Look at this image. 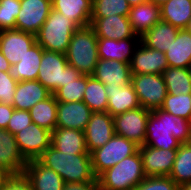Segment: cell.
I'll use <instances>...</instances> for the list:
<instances>
[{
  "label": "cell",
  "instance_id": "6da1fadb",
  "mask_svg": "<svg viewBox=\"0 0 191 190\" xmlns=\"http://www.w3.org/2000/svg\"><path fill=\"white\" fill-rule=\"evenodd\" d=\"M191 139V121L162 109L150 111L144 145L158 149H178Z\"/></svg>",
  "mask_w": 191,
  "mask_h": 190
},
{
  "label": "cell",
  "instance_id": "7a4b0ae2",
  "mask_svg": "<svg viewBox=\"0 0 191 190\" xmlns=\"http://www.w3.org/2000/svg\"><path fill=\"white\" fill-rule=\"evenodd\" d=\"M37 160L57 172L65 183L93 182L96 179L90 154L63 153L51 145Z\"/></svg>",
  "mask_w": 191,
  "mask_h": 190
},
{
  "label": "cell",
  "instance_id": "3957f363",
  "mask_svg": "<svg viewBox=\"0 0 191 190\" xmlns=\"http://www.w3.org/2000/svg\"><path fill=\"white\" fill-rule=\"evenodd\" d=\"M98 38L91 25L78 27L65 53L68 65L83 75H92L99 60Z\"/></svg>",
  "mask_w": 191,
  "mask_h": 190
},
{
  "label": "cell",
  "instance_id": "277c9868",
  "mask_svg": "<svg viewBox=\"0 0 191 190\" xmlns=\"http://www.w3.org/2000/svg\"><path fill=\"white\" fill-rule=\"evenodd\" d=\"M145 177L142 157L138 151L110 167L97 179L100 190H134Z\"/></svg>",
  "mask_w": 191,
  "mask_h": 190
},
{
  "label": "cell",
  "instance_id": "5b68a950",
  "mask_svg": "<svg viewBox=\"0 0 191 190\" xmlns=\"http://www.w3.org/2000/svg\"><path fill=\"white\" fill-rule=\"evenodd\" d=\"M78 26L60 12L51 9L46 21L36 34V42L48 51L65 54Z\"/></svg>",
  "mask_w": 191,
  "mask_h": 190
},
{
  "label": "cell",
  "instance_id": "8992f818",
  "mask_svg": "<svg viewBox=\"0 0 191 190\" xmlns=\"http://www.w3.org/2000/svg\"><path fill=\"white\" fill-rule=\"evenodd\" d=\"M82 74L68 65L65 54L43 49L37 81L52 94L60 87L78 79Z\"/></svg>",
  "mask_w": 191,
  "mask_h": 190
},
{
  "label": "cell",
  "instance_id": "52a82bcc",
  "mask_svg": "<svg viewBox=\"0 0 191 190\" xmlns=\"http://www.w3.org/2000/svg\"><path fill=\"white\" fill-rule=\"evenodd\" d=\"M139 151V145L125 137L114 134L102 147L93 150L91 155L92 170L96 178L122 159Z\"/></svg>",
  "mask_w": 191,
  "mask_h": 190
},
{
  "label": "cell",
  "instance_id": "ba28073f",
  "mask_svg": "<svg viewBox=\"0 0 191 190\" xmlns=\"http://www.w3.org/2000/svg\"><path fill=\"white\" fill-rule=\"evenodd\" d=\"M131 84L141 107L150 111L162 107L168 94L162 74H132Z\"/></svg>",
  "mask_w": 191,
  "mask_h": 190
},
{
  "label": "cell",
  "instance_id": "9c48e42d",
  "mask_svg": "<svg viewBox=\"0 0 191 190\" xmlns=\"http://www.w3.org/2000/svg\"><path fill=\"white\" fill-rule=\"evenodd\" d=\"M150 110L138 107L113 117L114 132L137 145H144L146 139V124Z\"/></svg>",
  "mask_w": 191,
  "mask_h": 190
},
{
  "label": "cell",
  "instance_id": "30bf717a",
  "mask_svg": "<svg viewBox=\"0 0 191 190\" xmlns=\"http://www.w3.org/2000/svg\"><path fill=\"white\" fill-rule=\"evenodd\" d=\"M20 153L28 162L37 160L51 146L52 132L32 124L15 134Z\"/></svg>",
  "mask_w": 191,
  "mask_h": 190
},
{
  "label": "cell",
  "instance_id": "8fae6325",
  "mask_svg": "<svg viewBox=\"0 0 191 190\" xmlns=\"http://www.w3.org/2000/svg\"><path fill=\"white\" fill-rule=\"evenodd\" d=\"M21 8L16 18L15 29L36 35L46 21L52 0H20Z\"/></svg>",
  "mask_w": 191,
  "mask_h": 190
},
{
  "label": "cell",
  "instance_id": "7c38bea8",
  "mask_svg": "<svg viewBox=\"0 0 191 190\" xmlns=\"http://www.w3.org/2000/svg\"><path fill=\"white\" fill-rule=\"evenodd\" d=\"M36 43V35L18 29L0 31V50L11 65L18 63Z\"/></svg>",
  "mask_w": 191,
  "mask_h": 190
},
{
  "label": "cell",
  "instance_id": "4fadbf2b",
  "mask_svg": "<svg viewBox=\"0 0 191 190\" xmlns=\"http://www.w3.org/2000/svg\"><path fill=\"white\" fill-rule=\"evenodd\" d=\"M145 176H169L174 165L177 149H158L139 146Z\"/></svg>",
  "mask_w": 191,
  "mask_h": 190
},
{
  "label": "cell",
  "instance_id": "5bb4252c",
  "mask_svg": "<svg viewBox=\"0 0 191 190\" xmlns=\"http://www.w3.org/2000/svg\"><path fill=\"white\" fill-rule=\"evenodd\" d=\"M114 134L113 116L108 112H92L84 130L88 152L104 146Z\"/></svg>",
  "mask_w": 191,
  "mask_h": 190
},
{
  "label": "cell",
  "instance_id": "9a60e30c",
  "mask_svg": "<svg viewBox=\"0 0 191 190\" xmlns=\"http://www.w3.org/2000/svg\"><path fill=\"white\" fill-rule=\"evenodd\" d=\"M168 67L165 52L149 48L142 42L135 49L130 62L132 74H162Z\"/></svg>",
  "mask_w": 191,
  "mask_h": 190
},
{
  "label": "cell",
  "instance_id": "2e32d148",
  "mask_svg": "<svg viewBox=\"0 0 191 190\" xmlns=\"http://www.w3.org/2000/svg\"><path fill=\"white\" fill-rule=\"evenodd\" d=\"M90 25L97 38L121 40L126 38H141L131 27L129 18L121 15H112L104 18H91Z\"/></svg>",
  "mask_w": 191,
  "mask_h": 190
},
{
  "label": "cell",
  "instance_id": "e0dca14e",
  "mask_svg": "<svg viewBox=\"0 0 191 190\" xmlns=\"http://www.w3.org/2000/svg\"><path fill=\"white\" fill-rule=\"evenodd\" d=\"M92 114L83 102H57L56 127L84 131Z\"/></svg>",
  "mask_w": 191,
  "mask_h": 190
},
{
  "label": "cell",
  "instance_id": "ac0fdd59",
  "mask_svg": "<svg viewBox=\"0 0 191 190\" xmlns=\"http://www.w3.org/2000/svg\"><path fill=\"white\" fill-rule=\"evenodd\" d=\"M92 76L110 87L125 86L132 79L130 63L99 59Z\"/></svg>",
  "mask_w": 191,
  "mask_h": 190
},
{
  "label": "cell",
  "instance_id": "d6986e66",
  "mask_svg": "<svg viewBox=\"0 0 191 190\" xmlns=\"http://www.w3.org/2000/svg\"><path fill=\"white\" fill-rule=\"evenodd\" d=\"M140 42L141 38H126L121 40L98 38L97 49L99 59L130 63L135 49Z\"/></svg>",
  "mask_w": 191,
  "mask_h": 190
},
{
  "label": "cell",
  "instance_id": "ffe728a7",
  "mask_svg": "<svg viewBox=\"0 0 191 190\" xmlns=\"http://www.w3.org/2000/svg\"><path fill=\"white\" fill-rule=\"evenodd\" d=\"M33 190H63L62 177L52 169L42 165L38 160H30L24 169Z\"/></svg>",
  "mask_w": 191,
  "mask_h": 190
},
{
  "label": "cell",
  "instance_id": "44dd1931",
  "mask_svg": "<svg viewBox=\"0 0 191 190\" xmlns=\"http://www.w3.org/2000/svg\"><path fill=\"white\" fill-rule=\"evenodd\" d=\"M27 161L19 151L15 135L0 129V166L11 174L24 173Z\"/></svg>",
  "mask_w": 191,
  "mask_h": 190
},
{
  "label": "cell",
  "instance_id": "7402d4cb",
  "mask_svg": "<svg viewBox=\"0 0 191 190\" xmlns=\"http://www.w3.org/2000/svg\"><path fill=\"white\" fill-rule=\"evenodd\" d=\"M105 91L108 97L107 112L113 117L141 107L131 83L117 87L105 85Z\"/></svg>",
  "mask_w": 191,
  "mask_h": 190
},
{
  "label": "cell",
  "instance_id": "603a6c76",
  "mask_svg": "<svg viewBox=\"0 0 191 190\" xmlns=\"http://www.w3.org/2000/svg\"><path fill=\"white\" fill-rule=\"evenodd\" d=\"M52 93L37 80H26L17 83L13 107L29 111L35 104L48 98Z\"/></svg>",
  "mask_w": 191,
  "mask_h": 190
},
{
  "label": "cell",
  "instance_id": "cb8c5ba5",
  "mask_svg": "<svg viewBox=\"0 0 191 190\" xmlns=\"http://www.w3.org/2000/svg\"><path fill=\"white\" fill-rule=\"evenodd\" d=\"M128 18L134 33L141 37L161 20L160 6L150 1L135 5Z\"/></svg>",
  "mask_w": 191,
  "mask_h": 190
},
{
  "label": "cell",
  "instance_id": "d4e9b609",
  "mask_svg": "<svg viewBox=\"0 0 191 190\" xmlns=\"http://www.w3.org/2000/svg\"><path fill=\"white\" fill-rule=\"evenodd\" d=\"M51 145L63 153L90 154L86 146L84 131L58 128L52 131Z\"/></svg>",
  "mask_w": 191,
  "mask_h": 190
},
{
  "label": "cell",
  "instance_id": "484cf974",
  "mask_svg": "<svg viewBox=\"0 0 191 190\" xmlns=\"http://www.w3.org/2000/svg\"><path fill=\"white\" fill-rule=\"evenodd\" d=\"M93 0H52V9L72 20L78 27L90 25Z\"/></svg>",
  "mask_w": 191,
  "mask_h": 190
},
{
  "label": "cell",
  "instance_id": "4316f807",
  "mask_svg": "<svg viewBox=\"0 0 191 190\" xmlns=\"http://www.w3.org/2000/svg\"><path fill=\"white\" fill-rule=\"evenodd\" d=\"M43 55V48L36 42L26 55L16 64L11 65L9 73L17 82L36 80Z\"/></svg>",
  "mask_w": 191,
  "mask_h": 190
},
{
  "label": "cell",
  "instance_id": "83f0119b",
  "mask_svg": "<svg viewBox=\"0 0 191 190\" xmlns=\"http://www.w3.org/2000/svg\"><path fill=\"white\" fill-rule=\"evenodd\" d=\"M169 67L188 68L191 64V34L179 29L176 39L165 51Z\"/></svg>",
  "mask_w": 191,
  "mask_h": 190
},
{
  "label": "cell",
  "instance_id": "f1b7e54d",
  "mask_svg": "<svg viewBox=\"0 0 191 190\" xmlns=\"http://www.w3.org/2000/svg\"><path fill=\"white\" fill-rule=\"evenodd\" d=\"M178 31L179 28L160 20L141 36V42L149 48L165 52L176 39Z\"/></svg>",
  "mask_w": 191,
  "mask_h": 190
},
{
  "label": "cell",
  "instance_id": "f546056e",
  "mask_svg": "<svg viewBox=\"0 0 191 190\" xmlns=\"http://www.w3.org/2000/svg\"><path fill=\"white\" fill-rule=\"evenodd\" d=\"M161 20L184 29L191 19V0H168L160 6Z\"/></svg>",
  "mask_w": 191,
  "mask_h": 190
},
{
  "label": "cell",
  "instance_id": "4dcf8cb0",
  "mask_svg": "<svg viewBox=\"0 0 191 190\" xmlns=\"http://www.w3.org/2000/svg\"><path fill=\"white\" fill-rule=\"evenodd\" d=\"M32 122L46 130L53 131L56 128L57 101L51 94L48 98L38 102L29 110Z\"/></svg>",
  "mask_w": 191,
  "mask_h": 190
},
{
  "label": "cell",
  "instance_id": "1f68e13d",
  "mask_svg": "<svg viewBox=\"0 0 191 190\" xmlns=\"http://www.w3.org/2000/svg\"><path fill=\"white\" fill-rule=\"evenodd\" d=\"M162 76L168 93L191 94V76L188 68L168 67Z\"/></svg>",
  "mask_w": 191,
  "mask_h": 190
},
{
  "label": "cell",
  "instance_id": "d6a6232c",
  "mask_svg": "<svg viewBox=\"0 0 191 190\" xmlns=\"http://www.w3.org/2000/svg\"><path fill=\"white\" fill-rule=\"evenodd\" d=\"M169 177L180 187L191 182V144L183 143L176 153L173 169Z\"/></svg>",
  "mask_w": 191,
  "mask_h": 190
},
{
  "label": "cell",
  "instance_id": "836d02e7",
  "mask_svg": "<svg viewBox=\"0 0 191 190\" xmlns=\"http://www.w3.org/2000/svg\"><path fill=\"white\" fill-rule=\"evenodd\" d=\"M83 102L92 112H107L108 97L105 91V85L92 75H87V87Z\"/></svg>",
  "mask_w": 191,
  "mask_h": 190
},
{
  "label": "cell",
  "instance_id": "e575fe53",
  "mask_svg": "<svg viewBox=\"0 0 191 190\" xmlns=\"http://www.w3.org/2000/svg\"><path fill=\"white\" fill-rule=\"evenodd\" d=\"M131 6L127 0H93L91 18H104L112 15L129 16Z\"/></svg>",
  "mask_w": 191,
  "mask_h": 190
},
{
  "label": "cell",
  "instance_id": "d590c367",
  "mask_svg": "<svg viewBox=\"0 0 191 190\" xmlns=\"http://www.w3.org/2000/svg\"><path fill=\"white\" fill-rule=\"evenodd\" d=\"M87 87V75H81L78 79L58 88L53 95L57 102H81L83 101Z\"/></svg>",
  "mask_w": 191,
  "mask_h": 190
},
{
  "label": "cell",
  "instance_id": "8d00e7d4",
  "mask_svg": "<svg viewBox=\"0 0 191 190\" xmlns=\"http://www.w3.org/2000/svg\"><path fill=\"white\" fill-rule=\"evenodd\" d=\"M160 109L191 121V94L172 95L168 93Z\"/></svg>",
  "mask_w": 191,
  "mask_h": 190
},
{
  "label": "cell",
  "instance_id": "74e56055",
  "mask_svg": "<svg viewBox=\"0 0 191 190\" xmlns=\"http://www.w3.org/2000/svg\"><path fill=\"white\" fill-rule=\"evenodd\" d=\"M20 8V0H0V31L15 29Z\"/></svg>",
  "mask_w": 191,
  "mask_h": 190
},
{
  "label": "cell",
  "instance_id": "f35d334b",
  "mask_svg": "<svg viewBox=\"0 0 191 190\" xmlns=\"http://www.w3.org/2000/svg\"><path fill=\"white\" fill-rule=\"evenodd\" d=\"M179 186L169 176L145 177L134 190H179Z\"/></svg>",
  "mask_w": 191,
  "mask_h": 190
},
{
  "label": "cell",
  "instance_id": "ab89813d",
  "mask_svg": "<svg viewBox=\"0 0 191 190\" xmlns=\"http://www.w3.org/2000/svg\"><path fill=\"white\" fill-rule=\"evenodd\" d=\"M17 81L14 80L9 71H0V103L13 105Z\"/></svg>",
  "mask_w": 191,
  "mask_h": 190
},
{
  "label": "cell",
  "instance_id": "60d3db41",
  "mask_svg": "<svg viewBox=\"0 0 191 190\" xmlns=\"http://www.w3.org/2000/svg\"><path fill=\"white\" fill-rule=\"evenodd\" d=\"M32 124L33 122L29 111L14 109L6 130L15 135L20 130H24Z\"/></svg>",
  "mask_w": 191,
  "mask_h": 190
},
{
  "label": "cell",
  "instance_id": "b9f144b4",
  "mask_svg": "<svg viewBox=\"0 0 191 190\" xmlns=\"http://www.w3.org/2000/svg\"><path fill=\"white\" fill-rule=\"evenodd\" d=\"M2 190H33L29 179L22 174H11L3 184Z\"/></svg>",
  "mask_w": 191,
  "mask_h": 190
},
{
  "label": "cell",
  "instance_id": "7bdbcfd3",
  "mask_svg": "<svg viewBox=\"0 0 191 190\" xmlns=\"http://www.w3.org/2000/svg\"><path fill=\"white\" fill-rule=\"evenodd\" d=\"M63 190H100V186L98 179L96 178L93 182L65 183Z\"/></svg>",
  "mask_w": 191,
  "mask_h": 190
},
{
  "label": "cell",
  "instance_id": "ee69618b",
  "mask_svg": "<svg viewBox=\"0 0 191 190\" xmlns=\"http://www.w3.org/2000/svg\"><path fill=\"white\" fill-rule=\"evenodd\" d=\"M14 109L12 105L0 103V129L7 128Z\"/></svg>",
  "mask_w": 191,
  "mask_h": 190
},
{
  "label": "cell",
  "instance_id": "f6af8a7d",
  "mask_svg": "<svg viewBox=\"0 0 191 190\" xmlns=\"http://www.w3.org/2000/svg\"><path fill=\"white\" fill-rule=\"evenodd\" d=\"M11 64L5 58V56L1 53L0 50V71L8 72L10 70Z\"/></svg>",
  "mask_w": 191,
  "mask_h": 190
},
{
  "label": "cell",
  "instance_id": "bcb514c9",
  "mask_svg": "<svg viewBox=\"0 0 191 190\" xmlns=\"http://www.w3.org/2000/svg\"><path fill=\"white\" fill-rule=\"evenodd\" d=\"M11 176V173L0 166V190L3 188L5 181Z\"/></svg>",
  "mask_w": 191,
  "mask_h": 190
},
{
  "label": "cell",
  "instance_id": "7dc6e473",
  "mask_svg": "<svg viewBox=\"0 0 191 190\" xmlns=\"http://www.w3.org/2000/svg\"><path fill=\"white\" fill-rule=\"evenodd\" d=\"M147 1H149V0H127V2L129 3V5H130L131 7H133V6H135V5H139V4H141V3H145V2H147Z\"/></svg>",
  "mask_w": 191,
  "mask_h": 190
},
{
  "label": "cell",
  "instance_id": "c3c4849f",
  "mask_svg": "<svg viewBox=\"0 0 191 190\" xmlns=\"http://www.w3.org/2000/svg\"><path fill=\"white\" fill-rule=\"evenodd\" d=\"M179 190H191V182L181 185Z\"/></svg>",
  "mask_w": 191,
  "mask_h": 190
},
{
  "label": "cell",
  "instance_id": "681fc988",
  "mask_svg": "<svg viewBox=\"0 0 191 190\" xmlns=\"http://www.w3.org/2000/svg\"><path fill=\"white\" fill-rule=\"evenodd\" d=\"M149 1L161 6L163 3L167 2L168 0H149Z\"/></svg>",
  "mask_w": 191,
  "mask_h": 190
},
{
  "label": "cell",
  "instance_id": "f907efd6",
  "mask_svg": "<svg viewBox=\"0 0 191 190\" xmlns=\"http://www.w3.org/2000/svg\"><path fill=\"white\" fill-rule=\"evenodd\" d=\"M184 29L191 34V19L188 21V24Z\"/></svg>",
  "mask_w": 191,
  "mask_h": 190
},
{
  "label": "cell",
  "instance_id": "816d5d0a",
  "mask_svg": "<svg viewBox=\"0 0 191 190\" xmlns=\"http://www.w3.org/2000/svg\"><path fill=\"white\" fill-rule=\"evenodd\" d=\"M188 69H189L190 76H191V64L189 65Z\"/></svg>",
  "mask_w": 191,
  "mask_h": 190
}]
</instances>
